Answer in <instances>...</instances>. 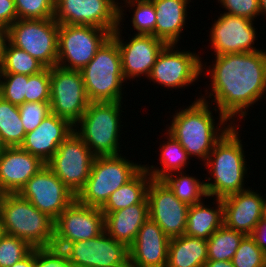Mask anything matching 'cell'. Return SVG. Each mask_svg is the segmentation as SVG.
<instances>
[{
	"label": "cell",
	"instance_id": "obj_21",
	"mask_svg": "<svg viewBox=\"0 0 266 267\" xmlns=\"http://www.w3.org/2000/svg\"><path fill=\"white\" fill-rule=\"evenodd\" d=\"M251 188L222 198L224 225L251 235L263 215L264 196Z\"/></svg>",
	"mask_w": 266,
	"mask_h": 267
},
{
	"label": "cell",
	"instance_id": "obj_2",
	"mask_svg": "<svg viewBox=\"0 0 266 267\" xmlns=\"http://www.w3.org/2000/svg\"><path fill=\"white\" fill-rule=\"evenodd\" d=\"M205 97V95L200 96L189 107L179 112L175 111L177 113L172 115L170 127L166 128L168 133L187 151L189 157H198L204 161L203 163L207 161L216 142L233 125L231 122L227 123L229 120L215 123L213 118L215 116L211 111V106L214 105L210 104Z\"/></svg>",
	"mask_w": 266,
	"mask_h": 267
},
{
	"label": "cell",
	"instance_id": "obj_14",
	"mask_svg": "<svg viewBox=\"0 0 266 267\" xmlns=\"http://www.w3.org/2000/svg\"><path fill=\"white\" fill-rule=\"evenodd\" d=\"M124 6H119V26L111 34V37L117 42L121 56L122 71L124 79H135L140 76L149 77L156 58L165 47L166 43L154 37L153 35H134L129 42H124L122 38V24L124 16ZM121 27V28H120ZM121 29V30H120ZM121 31V32H120Z\"/></svg>",
	"mask_w": 266,
	"mask_h": 267
},
{
	"label": "cell",
	"instance_id": "obj_4",
	"mask_svg": "<svg viewBox=\"0 0 266 267\" xmlns=\"http://www.w3.org/2000/svg\"><path fill=\"white\" fill-rule=\"evenodd\" d=\"M4 234L16 236L33 248L51 247L55 221L18 193H4L0 202Z\"/></svg>",
	"mask_w": 266,
	"mask_h": 267
},
{
	"label": "cell",
	"instance_id": "obj_12",
	"mask_svg": "<svg viewBox=\"0 0 266 267\" xmlns=\"http://www.w3.org/2000/svg\"><path fill=\"white\" fill-rule=\"evenodd\" d=\"M176 44H166L156 58L149 80L168 89L185 88L194 83L204 72L206 64L190 50H178ZM181 50V51H180ZM203 72V73H202ZM200 75V76H199Z\"/></svg>",
	"mask_w": 266,
	"mask_h": 267
},
{
	"label": "cell",
	"instance_id": "obj_3",
	"mask_svg": "<svg viewBox=\"0 0 266 267\" xmlns=\"http://www.w3.org/2000/svg\"><path fill=\"white\" fill-rule=\"evenodd\" d=\"M235 124L216 142L205 162V168H208V174L212 176L204 178L208 181L205 180L208 198H224L248 189L244 185L248 173L247 161L241 136L237 131L239 126ZM211 180L213 182H209Z\"/></svg>",
	"mask_w": 266,
	"mask_h": 267
},
{
	"label": "cell",
	"instance_id": "obj_1",
	"mask_svg": "<svg viewBox=\"0 0 266 267\" xmlns=\"http://www.w3.org/2000/svg\"><path fill=\"white\" fill-rule=\"evenodd\" d=\"M214 57L215 64L212 68L209 65L206 70L207 75L211 76V91L205 90V94L209 95L206 98L213 97L210 101L215 103L213 111L219 110V120L234 123V117L244 119L247 109L265 97L266 50Z\"/></svg>",
	"mask_w": 266,
	"mask_h": 267
},
{
	"label": "cell",
	"instance_id": "obj_44",
	"mask_svg": "<svg viewBox=\"0 0 266 267\" xmlns=\"http://www.w3.org/2000/svg\"><path fill=\"white\" fill-rule=\"evenodd\" d=\"M251 236L254 238L256 244L260 249L266 253V221L261 219V221L255 227Z\"/></svg>",
	"mask_w": 266,
	"mask_h": 267
},
{
	"label": "cell",
	"instance_id": "obj_24",
	"mask_svg": "<svg viewBox=\"0 0 266 267\" xmlns=\"http://www.w3.org/2000/svg\"><path fill=\"white\" fill-rule=\"evenodd\" d=\"M105 232L128 247L149 218L147 197L141 202L114 212H103Z\"/></svg>",
	"mask_w": 266,
	"mask_h": 267
},
{
	"label": "cell",
	"instance_id": "obj_17",
	"mask_svg": "<svg viewBox=\"0 0 266 267\" xmlns=\"http://www.w3.org/2000/svg\"><path fill=\"white\" fill-rule=\"evenodd\" d=\"M18 194L54 221L76 199L46 164L26 182Z\"/></svg>",
	"mask_w": 266,
	"mask_h": 267
},
{
	"label": "cell",
	"instance_id": "obj_25",
	"mask_svg": "<svg viewBox=\"0 0 266 267\" xmlns=\"http://www.w3.org/2000/svg\"><path fill=\"white\" fill-rule=\"evenodd\" d=\"M156 12V38L166 44H178L186 26L187 9L191 0H151Z\"/></svg>",
	"mask_w": 266,
	"mask_h": 267
},
{
	"label": "cell",
	"instance_id": "obj_52",
	"mask_svg": "<svg viewBox=\"0 0 266 267\" xmlns=\"http://www.w3.org/2000/svg\"><path fill=\"white\" fill-rule=\"evenodd\" d=\"M3 194L4 193L0 190V202H1V198H2Z\"/></svg>",
	"mask_w": 266,
	"mask_h": 267
},
{
	"label": "cell",
	"instance_id": "obj_49",
	"mask_svg": "<svg viewBox=\"0 0 266 267\" xmlns=\"http://www.w3.org/2000/svg\"><path fill=\"white\" fill-rule=\"evenodd\" d=\"M262 219L266 221V196L264 198V203H263V215Z\"/></svg>",
	"mask_w": 266,
	"mask_h": 267
},
{
	"label": "cell",
	"instance_id": "obj_19",
	"mask_svg": "<svg viewBox=\"0 0 266 267\" xmlns=\"http://www.w3.org/2000/svg\"><path fill=\"white\" fill-rule=\"evenodd\" d=\"M254 21L245 17L220 14L210 29L211 47L214 55L251 53L259 49L254 47L256 28Z\"/></svg>",
	"mask_w": 266,
	"mask_h": 267
},
{
	"label": "cell",
	"instance_id": "obj_38",
	"mask_svg": "<svg viewBox=\"0 0 266 267\" xmlns=\"http://www.w3.org/2000/svg\"><path fill=\"white\" fill-rule=\"evenodd\" d=\"M17 19L54 18L55 0H14Z\"/></svg>",
	"mask_w": 266,
	"mask_h": 267
},
{
	"label": "cell",
	"instance_id": "obj_5",
	"mask_svg": "<svg viewBox=\"0 0 266 267\" xmlns=\"http://www.w3.org/2000/svg\"><path fill=\"white\" fill-rule=\"evenodd\" d=\"M121 101L90 102L74 131L95 156L119 155ZM121 111V112H120ZM80 127V128H79ZM78 128V129H77ZM119 133V134H118Z\"/></svg>",
	"mask_w": 266,
	"mask_h": 267
},
{
	"label": "cell",
	"instance_id": "obj_50",
	"mask_svg": "<svg viewBox=\"0 0 266 267\" xmlns=\"http://www.w3.org/2000/svg\"><path fill=\"white\" fill-rule=\"evenodd\" d=\"M4 149H5V146L0 139V154L3 152Z\"/></svg>",
	"mask_w": 266,
	"mask_h": 267
},
{
	"label": "cell",
	"instance_id": "obj_13",
	"mask_svg": "<svg viewBox=\"0 0 266 267\" xmlns=\"http://www.w3.org/2000/svg\"><path fill=\"white\" fill-rule=\"evenodd\" d=\"M118 0H55L58 24L94 26L111 34L119 26Z\"/></svg>",
	"mask_w": 266,
	"mask_h": 267
},
{
	"label": "cell",
	"instance_id": "obj_31",
	"mask_svg": "<svg viewBox=\"0 0 266 267\" xmlns=\"http://www.w3.org/2000/svg\"><path fill=\"white\" fill-rule=\"evenodd\" d=\"M172 190L174 195L188 205L202 202L208 197L205 190V181L187 175L184 171L173 172L162 179Z\"/></svg>",
	"mask_w": 266,
	"mask_h": 267
},
{
	"label": "cell",
	"instance_id": "obj_41",
	"mask_svg": "<svg viewBox=\"0 0 266 267\" xmlns=\"http://www.w3.org/2000/svg\"><path fill=\"white\" fill-rule=\"evenodd\" d=\"M34 267H72L67 254L54 246L34 248Z\"/></svg>",
	"mask_w": 266,
	"mask_h": 267
},
{
	"label": "cell",
	"instance_id": "obj_43",
	"mask_svg": "<svg viewBox=\"0 0 266 267\" xmlns=\"http://www.w3.org/2000/svg\"><path fill=\"white\" fill-rule=\"evenodd\" d=\"M17 20L14 0H0V27L9 28Z\"/></svg>",
	"mask_w": 266,
	"mask_h": 267
},
{
	"label": "cell",
	"instance_id": "obj_16",
	"mask_svg": "<svg viewBox=\"0 0 266 267\" xmlns=\"http://www.w3.org/2000/svg\"><path fill=\"white\" fill-rule=\"evenodd\" d=\"M104 231L101 208L83 205L75 199L55 220L52 246L63 250L72 242L94 238Z\"/></svg>",
	"mask_w": 266,
	"mask_h": 267
},
{
	"label": "cell",
	"instance_id": "obj_39",
	"mask_svg": "<svg viewBox=\"0 0 266 267\" xmlns=\"http://www.w3.org/2000/svg\"><path fill=\"white\" fill-rule=\"evenodd\" d=\"M50 68L28 75L25 102H50Z\"/></svg>",
	"mask_w": 266,
	"mask_h": 267
},
{
	"label": "cell",
	"instance_id": "obj_27",
	"mask_svg": "<svg viewBox=\"0 0 266 267\" xmlns=\"http://www.w3.org/2000/svg\"><path fill=\"white\" fill-rule=\"evenodd\" d=\"M214 201L215 209L204 205L203 201L189 205L185 235L208 239L224 224L222 198Z\"/></svg>",
	"mask_w": 266,
	"mask_h": 267
},
{
	"label": "cell",
	"instance_id": "obj_35",
	"mask_svg": "<svg viewBox=\"0 0 266 267\" xmlns=\"http://www.w3.org/2000/svg\"><path fill=\"white\" fill-rule=\"evenodd\" d=\"M231 261L234 267H266V253L251 235H245Z\"/></svg>",
	"mask_w": 266,
	"mask_h": 267
},
{
	"label": "cell",
	"instance_id": "obj_26",
	"mask_svg": "<svg viewBox=\"0 0 266 267\" xmlns=\"http://www.w3.org/2000/svg\"><path fill=\"white\" fill-rule=\"evenodd\" d=\"M207 260V239L185 234L170 238L167 267H204Z\"/></svg>",
	"mask_w": 266,
	"mask_h": 267
},
{
	"label": "cell",
	"instance_id": "obj_36",
	"mask_svg": "<svg viewBox=\"0 0 266 267\" xmlns=\"http://www.w3.org/2000/svg\"><path fill=\"white\" fill-rule=\"evenodd\" d=\"M34 248L25 240L3 234L0 237V267H11Z\"/></svg>",
	"mask_w": 266,
	"mask_h": 267
},
{
	"label": "cell",
	"instance_id": "obj_34",
	"mask_svg": "<svg viewBox=\"0 0 266 267\" xmlns=\"http://www.w3.org/2000/svg\"><path fill=\"white\" fill-rule=\"evenodd\" d=\"M125 7L134 10L131 19L136 35H153L156 37V12L151 0H123ZM135 8V9H134Z\"/></svg>",
	"mask_w": 266,
	"mask_h": 267
},
{
	"label": "cell",
	"instance_id": "obj_7",
	"mask_svg": "<svg viewBox=\"0 0 266 267\" xmlns=\"http://www.w3.org/2000/svg\"><path fill=\"white\" fill-rule=\"evenodd\" d=\"M119 155L95 156L90 176L76 200L86 206L102 208L110 195L131 180L143 165Z\"/></svg>",
	"mask_w": 266,
	"mask_h": 267
},
{
	"label": "cell",
	"instance_id": "obj_42",
	"mask_svg": "<svg viewBox=\"0 0 266 267\" xmlns=\"http://www.w3.org/2000/svg\"><path fill=\"white\" fill-rule=\"evenodd\" d=\"M227 14L241 16L250 20L260 16L259 0H218Z\"/></svg>",
	"mask_w": 266,
	"mask_h": 267
},
{
	"label": "cell",
	"instance_id": "obj_22",
	"mask_svg": "<svg viewBox=\"0 0 266 267\" xmlns=\"http://www.w3.org/2000/svg\"><path fill=\"white\" fill-rule=\"evenodd\" d=\"M73 131L67 120L50 113L36 129L26 133L20 147L46 164Z\"/></svg>",
	"mask_w": 266,
	"mask_h": 267
},
{
	"label": "cell",
	"instance_id": "obj_15",
	"mask_svg": "<svg viewBox=\"0 0 266 267\" xmlns=\"http://www.w3.org/2000/svg\"><path fill=\"white\" fill-rule=\"evenodd\" d=\"M63 251L72 267H130L129 247L105 231L94 238L72 242Z\"/></svg>",
	"mask_w": 266,
	"mask_h": 267
},
{
	"label": "cell",
	"instance_id": "obj_28",
	"mask_svg": "<svg viewBox=\"0 0 266 267\" xmlns=\"http://www.w3.org/2000/svg\"><path fill=\"white\" fill-rule=\"evenodd\" d=\"M151 179L148 172L142 168L131 180L110 195L101 211L114 212L141 203L147 197Z\"/></svg>",
	"mask_w": 266,
	"mask_h": 267
},
{
	"label": "cell",
	"instance_id": "obj_10",
	"mask_svg": "<svg viewBox=\"0 0 266 267\" xmlns=\"http://www.w3.org/2000/svg\"><path fill=\"white\" fill-rule=\"evenodd\" d=\"M50 87L51 113L75 126L90 103L80 70L53 66L50 68Z\"/></svg>",
	"mask_w": 266,
	"mask_h": 267
},
{
	"label": "cell",
	"instance_id": "obj_32",
	"mask_svg": "<svg viewBox=\"0 0 266 267\" xmlns=\"http://www.w3.org/2000/svg\"><path fill=\"white\" fill-rule=\"evenodd\" d=\"M244 236L223 224L207 239L208 260L231 261Z\"/></svg>",
	"mask_w": 266,
	"mask_h": 267
},
{
	"label": "cell",
	"instance_id": "obj_20",
	"mask_svg": "<svg viewBox=\"0 0 266 267\" xmlns=\"http://www.w3.org/2000/svg\"><path fill=\"white\" fill-rule=\"evenodd\" d=\"M170 238L148 218L129 246L130 267H167Z\"/></svg>",
	"mask_w": 266,
	"mask_h": 267
},
{
	"label": "cell",
	"instance_id": "obj_30",
	"mask_svg": "<svg viewBox=\"0 0 266 267\" xmlns=\"http://www.w3.org/2000/svg\"><path fill=\"white\" fill-rule=\"evenodd\" d=\"M26 132L19 107L0 96V139L5 147H20Z\"/></svg>",
	"mask_w": 266,
	"mask_h": 267
},
{
	"label": "cell",
	"instance_id": "obj_40",
	"mask_svg": "<svg viewBox=\"0 0 266 267\" xmlns=\"http://www.w3.org/2000/svg\"><path fill=\"white\" fill-rule=\"evenodd\" d=\"M18 107L26 133L36 129L43 119L51 113L49 102H25Z\"/></svg>",
	"mask_w": 266,
	"mask_h": 267
},
{
	"label": "cell",
	"instance_id": "obj_37",
	"mask_svg": "<svg viewBox=\"0 0 266 267\" xmlns=\"http://www.w3.org/2000/svg\"><path fill=\"white\" fill-rule=\"evenodd\" d=\"M27 83L28 75L0 74V96L16 106L22 105L25 103Z\"/></svg>",
	"mask_w": 266,
	"mask_h": 267
},
{
	"label": "cell",
	"instance_id": "obj_18",
	"mask_svg": "<svg viewBox=\"0 0 266 267\" xmlns=\"http://www.w3.org/2000/svg\"><path fill=\"white\" fill-rule=\"evenodd\" d=\"M149 218L169 237L184 235L189 205L180 201L163 180L151 179L147 189Z\"/></svg>",
	"mask_w": 266,
	"mask_h": 267
},
{
	"label": "cell",
	"instance_id": "obj_23",
	"mask_svg": "<svg viewBox=\"0 0 266 267\" xmlns=\"http://www.w3.org/2000/svg\"><path fill=\"white\" fill-rule=\"evenodd\" d=\"M44 165L38 157L21 147H5L0 154V190L18 193Z\"/></svg>",
	"mask_w": 266,
	"mask_h": 267
},
{
	"label": "cell",
	"instance_id": "obj_51",
	"mask_svg": "<svg viewBox=\"0 0 266 267\" xmlns=\"http://www.w3.org/2000/svg\"><path fill=\"white\" fill-rule=\"evenodd\" d=\"M3 234H4V232H3V228H2V226H1V221H0V237H1Z\"/></svg>",
	"mask_w": 266,
	"mask_h": 267
},
{
	"label": "cell",
	"instance_id": "obj_9",
	"mask_svg": "<svg viewBox=\"0 0 266 267\" xmlns=\"http://www.w3.org/2000/svg\"><path fill=\"white\" fill-rule=\"evenodd\" d=\"M110 36L108 30L94 26L59 24L56 65L81 70Z\"/></svg>",
	"mask_w": 266,
	"mask_h": 267
},
{
	"label": "cell",
	"instance_id": "obj_33",
	"mask_svg": "<svg viewBox=\"0 0 266 267\" xmlns=\"http://www.w3.org/2000/svg\"><path fill=\"white\" fill-rule=\"evenodd\" d=\"M45 68L36 58L9 42L0 64V74L34 75Z\"/></svg>",
	"mask_w": 266,
	"mask_h": 267
},
{
	"label": "cell",
	"instance_id": "obj_6",
	"mask_svg": "<svg viewBox=\"0 0 266 267\" xmlns=\"http://www.w3.org/2000/svg\"><path fill=\"white\" fill-rule=\"evenodd\" d=\"M90 102L121 101L125 81L117 42L110 36L80 70Z\"/></svg>",
	"mask_w": 266,
	"mask_h": 267
},
{
	"label": "cell",
	"instance_id": "obj_29",
	"mask_svg": "<svg viewBox=\"0 0 266 267\" xmlns=\"http://www.w3.org/2000/svg\"><path fill=\"white\" fill-rule=\"evenodd\" d=\"M166 137L168 141L160 145V165L162 167H155L154 165L147 166L144 164L143 168L148 174L155 180H162L166 176L173 172L184 171L186 166L189 164L188 160L190 157L187 151L181 146V144L166 131ZM188 163V164H187Z\"/></svg>",
	"mask_w": 266,
	"mask_h": 267
},
{
	"label": "cell",
	"instance_id": "obj_8",
	"mask_svg": "<svg viewBox=\"0 0 266 267\" xmlns=\"http://www.w3.org/2000/svg\"><path fill=\"white\" fill-rule=\"evenodd\" d=\"M58 32L59 24L54 18L17 19L9 27V41L46 68H52L57 64Z\"/></svg>",
	"mask_w": 266,
	"mask_h": 267
},
{
	"label": "cell",
	"instance_id": "obj_45",
	"mask_svg": "<svg viewBox=\"0 0 266 267\" xmlns=\"http://www.w3.org/2000/svg\"><path fill=\"white\" fill-rule=\"evenodd\" d=\"M9 42V28L0 27V64L2 63Z\"/></svg>",
	"mask_w": 266,
	"mask_h": 267
},
{
	"label": "cell",
	"instance_id": "obj_47",
	"mask_svg": "<svg viewBox=\"0 0 266 267\" xmlns=\"http://www.w3.org/2000/svg\"><path fill=\"white\" fill-rule=\"evenodd\" d=\"M204 267H234L232 261L207 260Z\"/></svg>",
	"mask_w": 266,
	"mask_h": 267
},
{
	"label": "cell",
	"instance_id": "obj_46",
	"mask_svg": "<svg viewBox=\"0 0 266 267\" xmlns=\"http://www.w3.org/2000/svg\"><path fill=\"white\" fill-rule=\"evenodd\" d=\"M11 267H34V249Z\"/></svg>",
	"mask_w": 266,
	"mask_h": 267
},
{
	"label": "cell",
	"instance_id": "obj_48",
	"mask_svg": "<svg viewBox=\"0 0 266 267\" xmlns=\"http://www.w3.org/2000/svg\"><path fill=\"white\" fill-rule=\"evenodd\" d=\"M259 6H260V14L262 16L265 15L266 14V0H259Z\"/></svg>",
	"mask_w": 266,
	"mask_h": 267
},
{
	"label": "cell",
	"instance_id": "obj_11",
	"mask_svg": "<svg viewBox=\"0 0 266 267\" xmlns=\"http://www.w3.org/2000/svg\"><path fill=\"white\" fill-rule=\"evenodd\" d=\"M95 155L73 131L46 165L77 196L90 176Z\"/></svg>",
	"mask_w": 266,
	"mask_h": 267
}]
</instances>
